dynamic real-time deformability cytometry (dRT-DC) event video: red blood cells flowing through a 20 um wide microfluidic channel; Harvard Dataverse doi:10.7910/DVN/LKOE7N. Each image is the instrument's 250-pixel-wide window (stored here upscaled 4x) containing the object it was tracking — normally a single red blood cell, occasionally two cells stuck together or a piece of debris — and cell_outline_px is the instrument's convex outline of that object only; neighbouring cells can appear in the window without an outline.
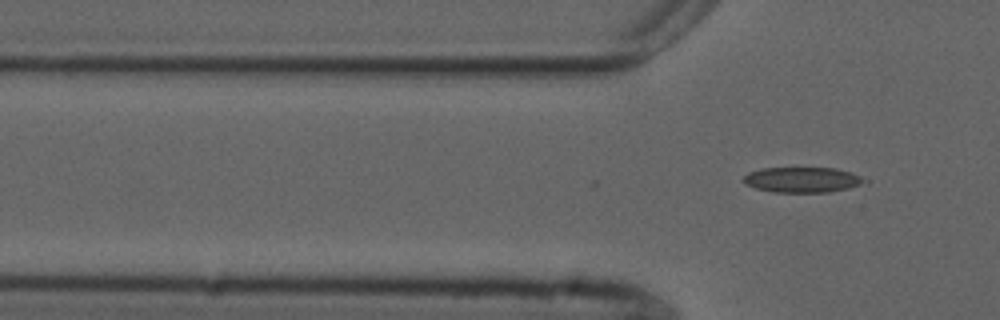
{"species": "common noctule bat (a hibernating species)", "species_latin": "Nyctalus noctula", "temperature_condition": "cold", "stored_images_in_passage": 5, "camera_frame_rate_fps": 3000, "um_per_image_px": 0.085, "animal": {"sex": "male", "forearm_length_mm": 52.5}, "frame": {"image": 1, "passage_image": 5, "time_ms": 1.333, "image_size_px": [1000, 320], "cell_outline_px": [[868, 180], [860, 184], [848, 188], [828, 192], [772, 192], [756, 188], [744, 184], [740, 180], [748, 172], [764, 168], [836, 168], [852, 172]], "centroid_in_image_um": [68.16, 15.28], "position_along_channel_um": 57.6, "area_um2": 17.92}}